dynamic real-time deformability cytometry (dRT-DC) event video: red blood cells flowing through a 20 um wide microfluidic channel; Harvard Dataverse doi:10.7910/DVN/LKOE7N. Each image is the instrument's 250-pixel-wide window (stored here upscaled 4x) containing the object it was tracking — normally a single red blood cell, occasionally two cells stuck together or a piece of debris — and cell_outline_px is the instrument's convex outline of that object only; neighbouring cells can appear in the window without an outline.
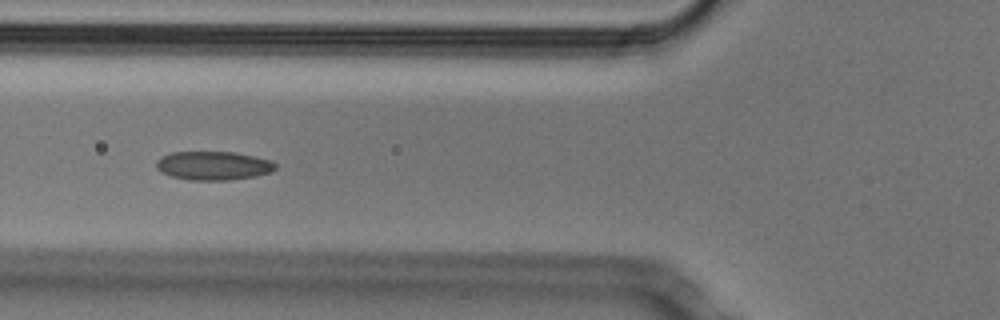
{"species": "Egyptian fruit bat (a non-hibernating species)", "species_latin": "Rousettus aegyptiacus", "temperature_condition": "cold", "stored_images_in_passage": 53, "camera_frame_rate_fps": 3000, "um_per_image_px": 0.085, "animal": {"sex": "male"}, "frame": {"image": 1, "passage_image": 19, "time_ms": 6.0, "image_size_px": [1000, 320], "cell_outline_px": [[276, 168], [272, 172], [252, 176], [228, 180], [188, 180], [172, 176], [160, 172], [156, 168], [156, 160], [160, 156], [172, 152], [236, 152], [272, 160], [276, 164]], "centroid_in_image_um": [18.11, 14.07], "position_along_channel_um": 107.7, "area_um2": 20.06}}
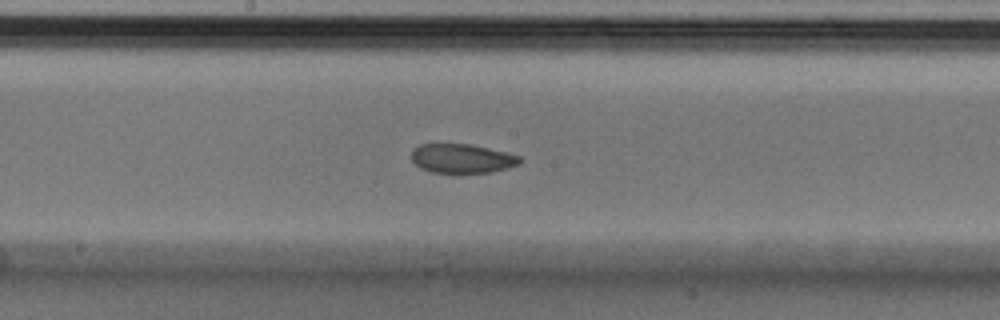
{"frame": {"image": 2, "passage_image": 27, "time_ms": 8.667, "image_size_px": [1000, 320], "cell_outline_px": [[524, 160], [520, 164], [508, 168], [492, 172], [460, 176], [432, 172], [420, 168], [412, 160], [412, 148], [420, 144], [468, 144], [508, 152], [520, 156]], "centroid_in_image_um": [39.3, 13.52], "position_along_channel_um": 208.9, "area_um2": 19.31}}
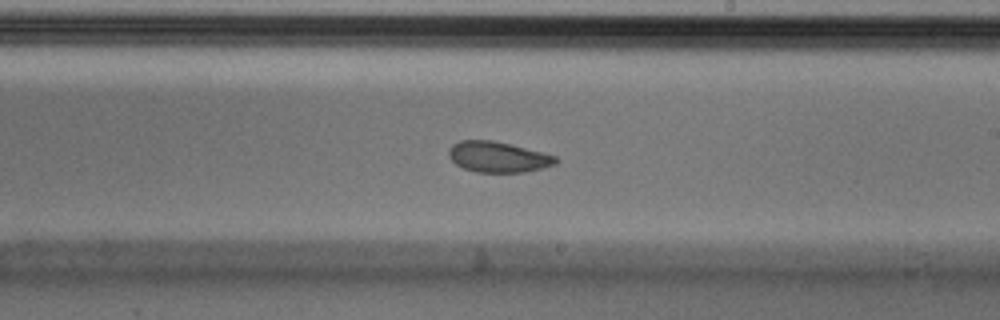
{"frame": {"image": 3, "passage_image": 30, "time_ms": 9.667, "image_size_px": [1000, 320], "cell_outline_px": [[560, 160], [556, 164], [524, 172], [476, 172], [464, 168], [456, 164], [448, 156], [448, 148], [452, 144], [460, 140], [492, 140], [512, 144], [544, 152], [556, 156]], "centroid_in_image_um": [42.33, 13.33], "position_along_channel_um": 246.7, "area_um2": 19.31}, "authors_computed_cell_mechanics": {"area_um2": 19.9988, "velocity_mm_per_s": 3.7817, "shape_relaxation_time_tau1_ms": 3.3701, "shape_relaxation_time_tau2_ms": 6.6143, "deformation_change_tau1": 0.1212, "deformation_change_tau2": 0.112}}